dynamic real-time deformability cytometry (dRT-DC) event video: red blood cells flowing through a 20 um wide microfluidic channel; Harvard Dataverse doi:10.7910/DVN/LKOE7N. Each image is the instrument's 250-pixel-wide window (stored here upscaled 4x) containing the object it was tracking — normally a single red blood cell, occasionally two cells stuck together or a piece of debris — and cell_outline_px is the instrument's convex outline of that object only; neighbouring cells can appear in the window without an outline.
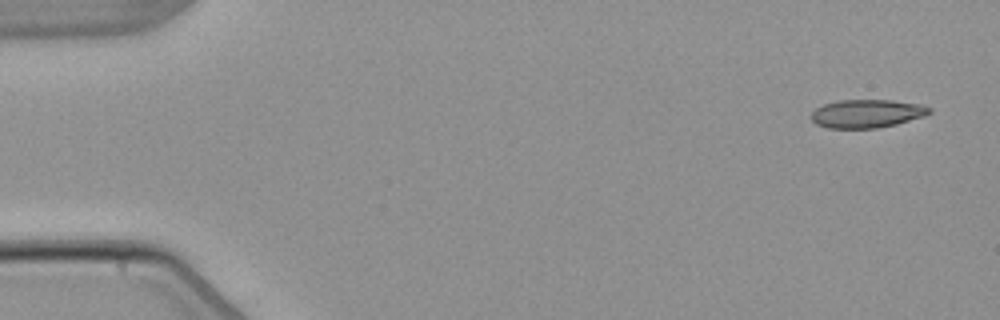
{"species": "common noctule bat (a hibernating species)", "species_latin": "Nyctalus noctula", "temperature_condition": "warm", "stored_images_in_passage": 4, "camera_frame_rate_fps": 3000, "um_per_image_px": 0.085, "animal": {"sex": "male", "body_mass_g": 21.5, "forearm_length_mm": 52.0}, "frame": {"image": 1, "passage_image": 1, "time_ms": 0.0, "image_size_px": [1000, 320], "cell_outline_px": [[932, 112], [924, 116], [896, 124], [876, 128], [828, 128], [816, 124], [812, 120], [812, 112], [816, 108], [824, 104], [840, 100], [892, 100], [920, 104], [932, 108]], "centroid_in_image_um": [73.7, 9.65], "position_along_channel_um": 11.3, "area_um2": 19.42}}
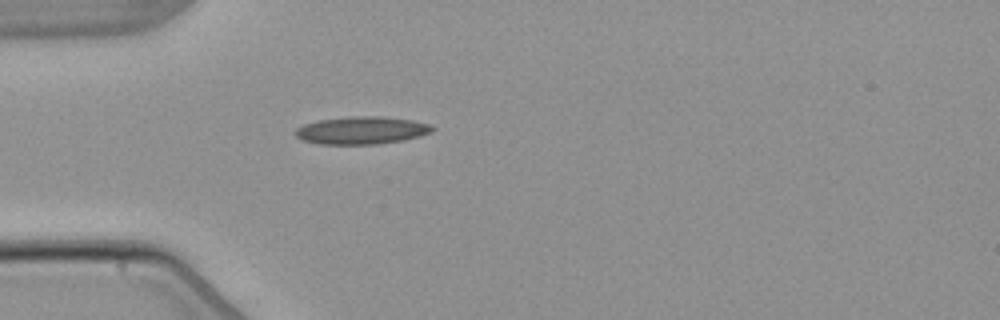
{"frame": {"image": 2, "passage_image": 4, "time_ms": 4.333, "image_size_px": [1000, 320], "cell_outline_px": [[436, 128], [432, 132], [420, 136], [404, 140], [376, 144], [320, 144], [300, 140], [296, 136], [296, 128], [304, 124], [316, 120], [352, 116], [380, 116], [412, 120], [428, 124]], "centroid_in_image_um": [30.73, 11.08], "position_along_channel_um": 54.3, "area_um2": 22.14}}